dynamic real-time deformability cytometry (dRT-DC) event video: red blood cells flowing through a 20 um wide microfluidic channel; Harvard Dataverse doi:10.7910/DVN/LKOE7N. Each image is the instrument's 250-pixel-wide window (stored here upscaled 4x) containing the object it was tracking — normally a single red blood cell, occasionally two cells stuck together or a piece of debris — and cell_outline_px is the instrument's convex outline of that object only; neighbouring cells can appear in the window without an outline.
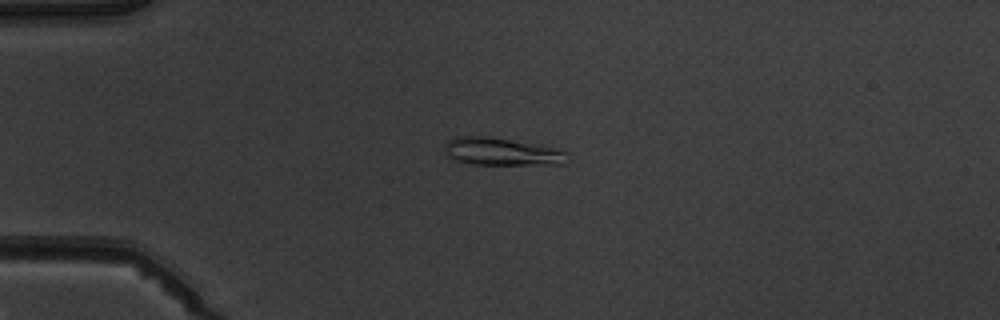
{"species": "common noctule bat (a hibernating species)", "species_latin": "Nyctalus noctula", "temperature_condition": "warm", "stored_images_in_passage": 4, "camera_frame_rate_fps": 3000, "um_per_image_px": 0.085, "animal": {"sex": "male", "body_mass_g": 19.5, "forearm_length_mm": 54.6}, "frame": {"image": 1, "passage_image": 2, "time_ms": 1.0, "image_size_px": [1000, 320], "cell_outline_px": [[568, 160], [564, 164], [476, 164], [456, 160], [444, 156], [444, 144], [448, 140], [456, 136], [488, 136], [540, 144], [564, 152], [568, 156]], "centroid_in_image_um": [42.58, 12.87], "position_along_channel_um": 42.4, "area_um2": 19.83}}